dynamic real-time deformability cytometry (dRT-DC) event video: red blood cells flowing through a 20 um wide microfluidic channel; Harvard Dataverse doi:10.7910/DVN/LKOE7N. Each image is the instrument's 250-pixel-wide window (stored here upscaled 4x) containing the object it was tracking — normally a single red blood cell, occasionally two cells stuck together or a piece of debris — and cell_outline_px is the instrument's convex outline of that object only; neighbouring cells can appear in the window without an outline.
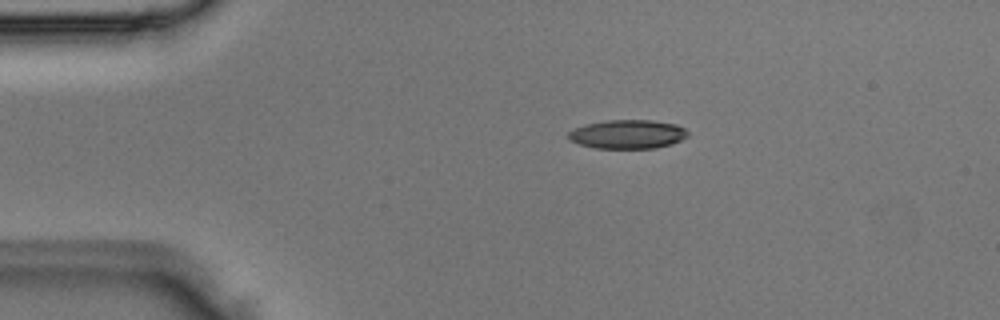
{"species": "Egyptian fruit bat (a non-hibernating species)", "species_latin": "Rousettus aegyptiacus", "temperature_condition": "room temperature", "stored_images_in_passage": 4, "camera_frame_rate_fps": 3000, "um_per_image_px": 0.085, "animal": {"sex": "male"}, "frame": {"image": 1, "passage_image": 4, "time_ms": 1.0, "image_size_px": [1000, 320], "cell_outline_px": [[688, 136], [672, 144], [656, 148], [596, 148], [580, 144], [572, 140], [568, 136], [568, 132], [572, 128], [584, 124], [608, 120], [652, 120], [676, 124], [684, 128], [688, 132]], "centroid_in_image_um": [53.35, 11.4], "position_along_channel_um": 31.6, "area_um2": 20.11}}